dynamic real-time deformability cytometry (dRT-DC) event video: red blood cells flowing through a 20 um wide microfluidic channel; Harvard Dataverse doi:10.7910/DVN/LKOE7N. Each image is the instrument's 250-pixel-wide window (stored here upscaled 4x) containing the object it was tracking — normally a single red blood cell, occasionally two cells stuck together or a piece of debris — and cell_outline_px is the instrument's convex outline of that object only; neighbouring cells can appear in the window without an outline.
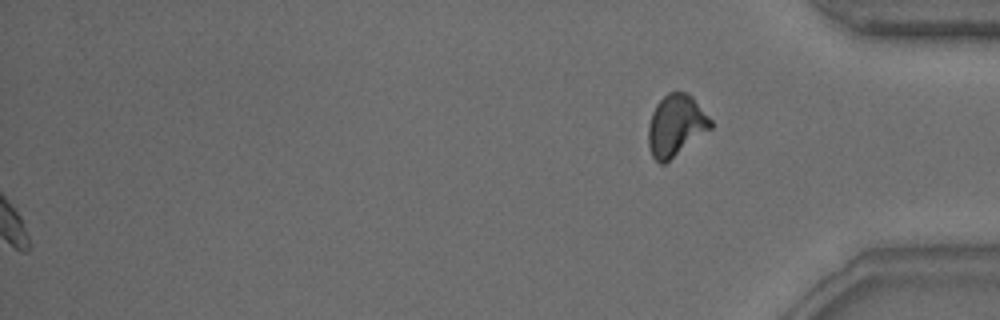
{"species": "common noctule bat (a hibernating species)", "species_latin": "Nyctalus noctula", "temperature_condition": "warm", "stored_images_in_passage": 49, "segment_of_instrument_passage": [2, 2], "camera_frame_rate_fps": 3000, "um_per_image_px": 0.085, "animal": {"sex": "male", "body_mass_g": 15.6}, "frame": {"image": 1, "passage_image": 49, "time_ms": 16.0, "image_size_px": [1000, 320], "cell_outline_px": [[712, 128], [664, 164], [660, 164], [652, 156], [648, 144], [648, 124], [652, 112], [656, 104], [668, 92], [684, 92], [692, 96], [712, 120]], "centroid_in_image_um": [57.44, 10.66], "position_along_channel_um": 377.8, "area_um2": 22.25}}